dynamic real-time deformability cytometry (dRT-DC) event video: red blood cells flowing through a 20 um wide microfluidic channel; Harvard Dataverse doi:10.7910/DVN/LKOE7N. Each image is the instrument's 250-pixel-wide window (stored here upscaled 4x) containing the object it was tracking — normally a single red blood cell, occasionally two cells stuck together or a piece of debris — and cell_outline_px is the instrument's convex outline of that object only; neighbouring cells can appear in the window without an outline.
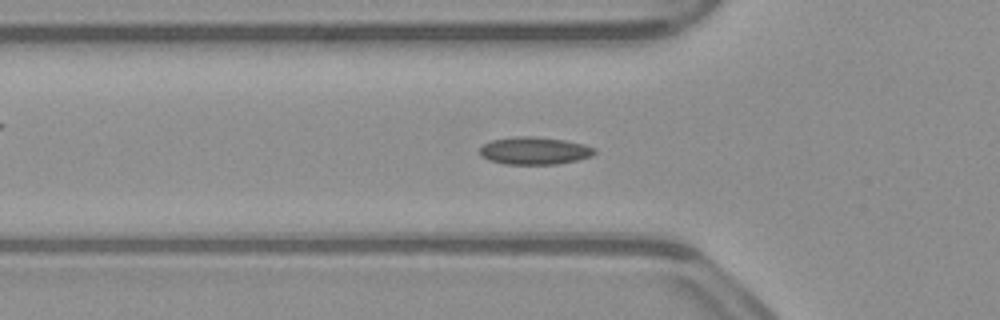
{"species": "common noctule bat (a hibernating species)", "species_latin": "Nyctalus noctula", "temperature_condition": "warm", "stored_images_in_passage": 53, "camera_frame_rate_fps": 3000, "um_per_image_px": 0.085, "animal": {"sex": "male", "body_mass_g": 23.1, "forearm_length_mm": 52.7}, "frame": {"image": 1, "passage_image": 17, "time_ms": 5.333, "image_size_px": [1000, 320], "cell_outline_px": [[596, 152], [592, 156], [576, 160], [556, 164], [504, 164], [488, 160], [480, 156], [480, 148], [484, 144], [492, 140], [516, 136], [532, 136], [564, 140], [584, 144], [596, 148]], "centroid_in_image_um": [45.42, 12.81], "position_along_channel_um": 80.4, "area_um2": 18.44}}
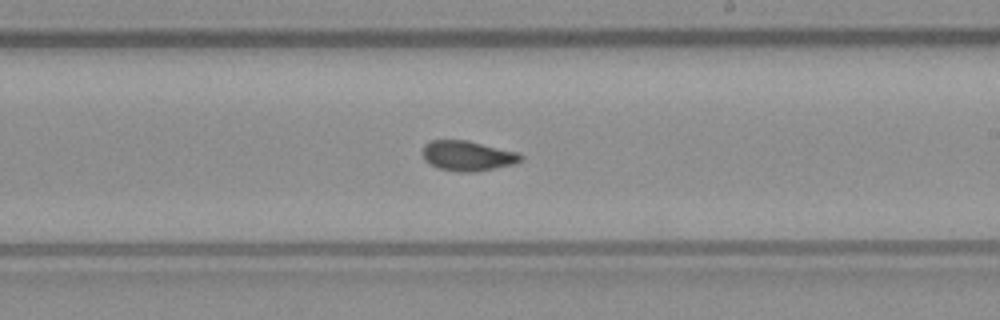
{"frame": {"image": 2, "passage_image": 30, "time_ms": 9.667, "image_size_px": [1000, 320], "cell_outline_px": [[524, 156], [520, 160], [512, 164], [476, 172], [456, 172], [436, 168], [424, 160], [424, 144], [432, 140], [468, 140], [520, 152]], "centroid_in_image_um": [39.75, 13.24], "position_along_channel_um": 249.2, "area_um2": 17.34}}
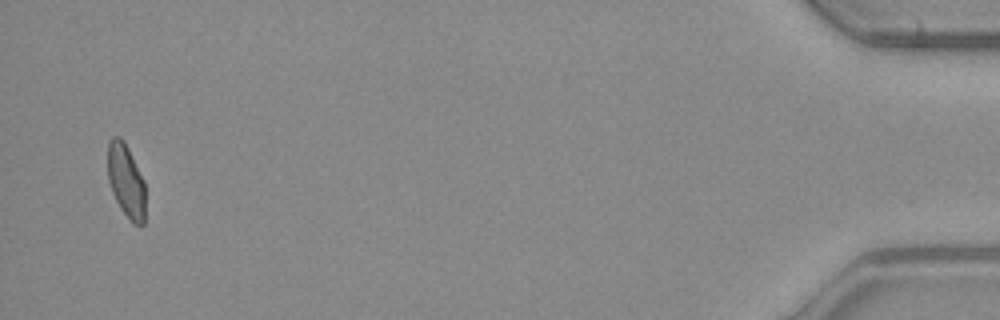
{"frame": {"image": 3, "passage_image": 51, "time_ms": 16.667, "image_size_px": [1000, 320], "cell_outline_px": [[144, 224], [140, 228], [132, 224], [120, 208], [112, 192], [108, 180], [108, 140], [112, 136], [120, 136], [124, 140], [144, 180]], "centroid_in_image_um": [10.71, 15.38], "position_along_channel_um": 424.5, "area_um2": 16.3}, "authors_computed_cell_mechanics": {"area_um2": 17.051, "velocity_mm_per_s": 3.8731, "shape_relaxation_time_tau1_ms": null, "shape_relaxation_time_tau2_ms": 1.7069, "deformation_change_tau1": null, "deformation_change_tau2": 0.05}}